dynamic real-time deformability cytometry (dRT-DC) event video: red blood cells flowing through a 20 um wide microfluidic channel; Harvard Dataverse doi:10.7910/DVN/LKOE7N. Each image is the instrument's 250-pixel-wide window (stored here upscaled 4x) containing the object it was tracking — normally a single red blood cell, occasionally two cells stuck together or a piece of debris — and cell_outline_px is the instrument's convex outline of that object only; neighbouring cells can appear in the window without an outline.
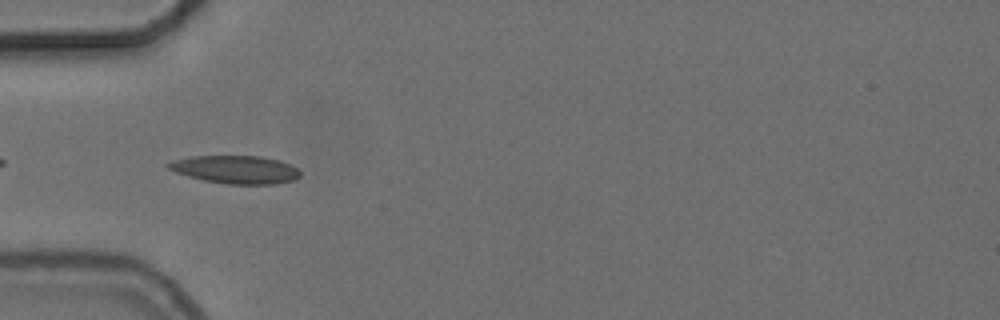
{"species": "common noctule bat (a hibernating species)", "species_latin": "Nyctalus noctula", "temperature_condition": "cold", "stored_images_in_passage": 4, "camera_frame_rate_fps": 3000, "um_per_image_px": 0.085, "animal": {"sex": "female", "body_mass_g": 24.6, "forearm_length_mm": 56.2}, "frame": {"image": 1, "passage_image": 2, "time_ms": 0.333, "image_size_px": [1000, 320], "cell_outline_px": [[300, 176], [292, 180], [276, 184], [228, 184], [204, 180], [188, 176], [176, 172], [168, 168], [164, 164], [172, 160], [192, 156], [260, 156], [280, 160], [296, 168], [300, 172]], "centroid_in_image_um": [20.0, 14.4], "position_along_channel_um": 65.0, "area_um2": 21.44}}